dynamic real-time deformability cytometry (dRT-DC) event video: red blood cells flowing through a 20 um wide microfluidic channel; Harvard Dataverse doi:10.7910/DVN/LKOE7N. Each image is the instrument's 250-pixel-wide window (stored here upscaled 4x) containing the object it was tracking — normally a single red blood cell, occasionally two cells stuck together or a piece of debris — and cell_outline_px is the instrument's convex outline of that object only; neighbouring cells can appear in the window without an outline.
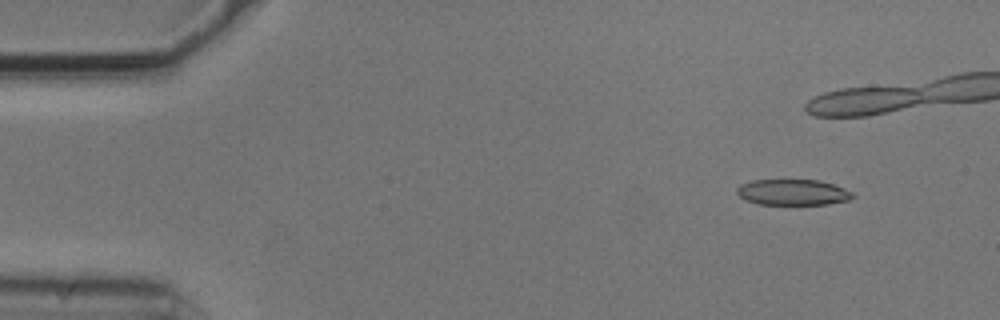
{"species": "common noctule bat (a hibernating species)", "species_latin": "Nyctalus noctula", "temperature_condition": "cold", "stored_images_in_passage": 6, "camera_frame_rate_fps": 3000, "um_per_image_px": 0.085, "animal": {"sex": "male", "body_mass_g": 20.5, "forearm_length_mm": 52.5}, "frame": {"image": 1, "passage_image": 2, "time_ms": 0.333, "image_size_px": [1000, 320], "cell_outline_px": [[856, 196], [848, 200], [828, 204], [760, 204], [748, 200], [740, 196], [736, 192], [736, 188], [740, 184], [752, 180], [820, 180], [844, 188], [852, 192]], "centroid_in_image_um": [67.4, 16.33], "position_along_channel_um": 17.6, "area_um2": 17.34}}
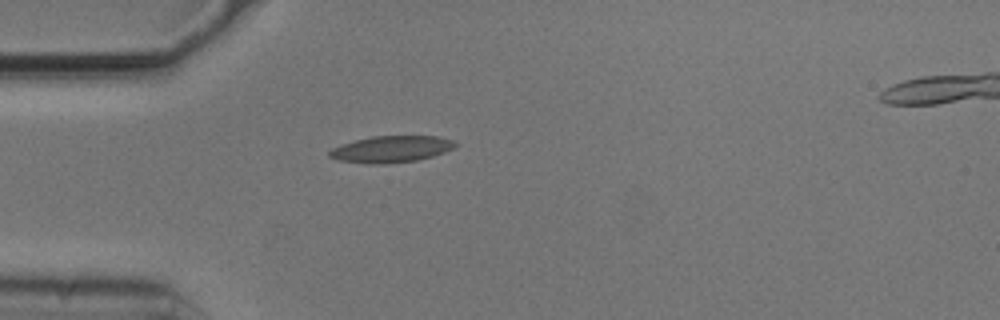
{"frame": {"image": 2, "passage_image": 6, "time_ms": 1.667, "image_size_px": [1000, 320], "cell_outline_px": [[460, 144], [444, 152], [432, 156], [416, 160], [384, 164], [372, 164], [340, 160], [328, 156], [328, 152], [332, 148], [356, 140], [372, 136], [436, 136], [452, 140]], "centroid_in_image_um": [33.27, 12.67], "position_along_channel_um": 51.7, "area_um2": 19.25}}